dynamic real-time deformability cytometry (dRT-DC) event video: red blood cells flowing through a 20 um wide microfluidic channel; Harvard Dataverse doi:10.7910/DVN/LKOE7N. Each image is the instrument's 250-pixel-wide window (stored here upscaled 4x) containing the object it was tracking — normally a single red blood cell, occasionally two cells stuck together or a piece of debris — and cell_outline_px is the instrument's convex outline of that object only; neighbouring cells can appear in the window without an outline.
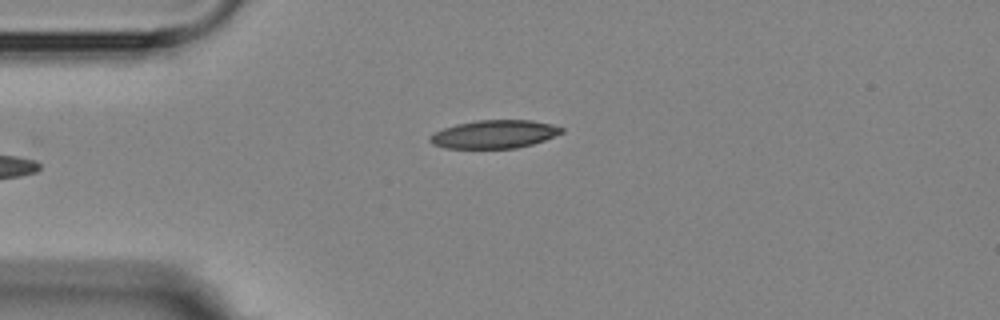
{"species": "Egyptian fruit bat (a non-hibernating species)", "species_latin": "Rousettus aegyptiacus", "temperature_condition": "room temperature", "stored_images_in_passage": 5, "camera_frame_rate_fps": 3000, "um_per_image_px": 0.085, "animal": {"sex": "female"}, "frame": {"image": 1, "passage_image": 5, "time_ms": 4.667, "image_size_px": [1000, 320], "cell_outline_px": [[564, 132], [544, 140], [532, 144], [516, 148], [444, 148], [432, 144], [428, 140], [428, 136], [444, 128], [456, 124], [476, 120], [532, 120], [552, 124], [564, 128]], "centroid_in_image_um": [42.01, 11.4], "position_along_channel_um": 43.0, "area_um2": 21.68}}